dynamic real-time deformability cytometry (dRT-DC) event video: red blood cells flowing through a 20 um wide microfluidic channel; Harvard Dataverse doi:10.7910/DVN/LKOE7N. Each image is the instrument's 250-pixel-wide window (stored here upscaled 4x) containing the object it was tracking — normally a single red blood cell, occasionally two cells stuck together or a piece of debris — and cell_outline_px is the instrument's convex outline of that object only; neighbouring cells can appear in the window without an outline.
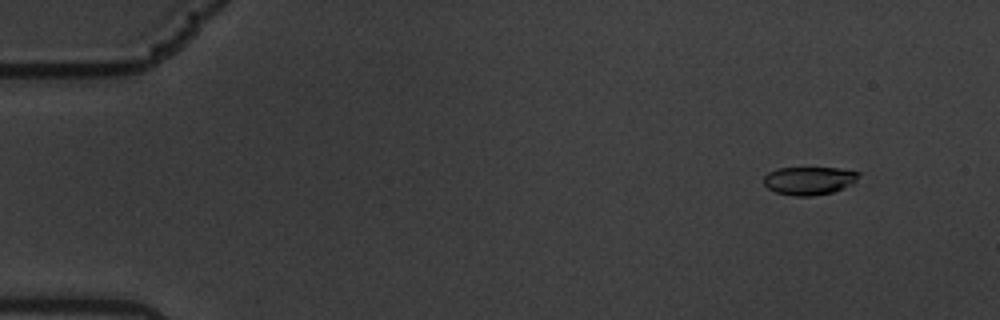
{"species": "common noctule bat (a hibernating species)", "species_latin": "Nyctalus noctula", "temperature_condition": "warm", "stored_images_in_passage": 16, "camera_frame_rate_fps": 3000, "um_per_image_px": 0.085, "animal": {"sex": "male", "body_mass_g": 19.5, "forearm_length_mm": 54.6}, "frame": {"image": 1, "passage_image": 2, "time_ms": 0.333, "image_size_px": [1000, 320], "cell_outline_px": [[860, 176], [852, 184], [844, 188], [832, 192], [812, 196], [792, 196], [776, 192], [768, 188], [764, 184], [764, 176], [768, 172], [776, 168], [840, 168], [860, 172]], "centroid_in_image_um": [68.78, 15.35], "position_along_channel_um": 16.2, "area_um2": 15.66}}
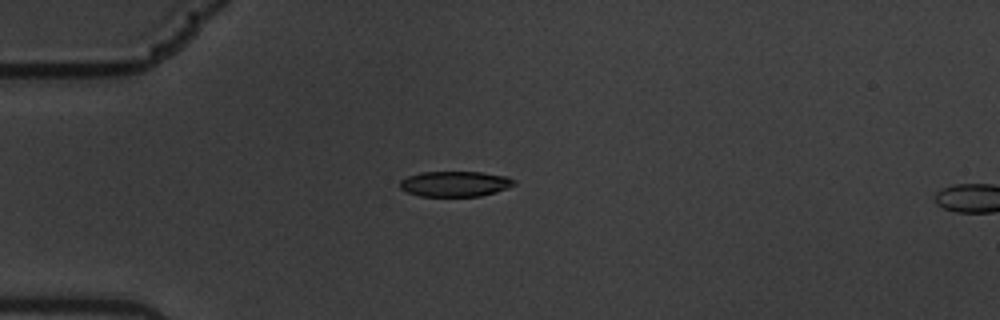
{"frame": {"image": 2, "passage_image": 13, "time_ms": 4.0, "image_size_px": [1000, 320], "cell_outline_px": [[516, 184], [508, 188], [496, 192], [480, 196], [420, 196], [408, 192], [400, 188], [400, 180], [408, 176], [420, 172], [480, 172], [508, 176], [516, 180]], "centroid_in_image_um": [38.71, 15.62], "position_along_channel_um": 46.3, "area_um2": 16.99}}